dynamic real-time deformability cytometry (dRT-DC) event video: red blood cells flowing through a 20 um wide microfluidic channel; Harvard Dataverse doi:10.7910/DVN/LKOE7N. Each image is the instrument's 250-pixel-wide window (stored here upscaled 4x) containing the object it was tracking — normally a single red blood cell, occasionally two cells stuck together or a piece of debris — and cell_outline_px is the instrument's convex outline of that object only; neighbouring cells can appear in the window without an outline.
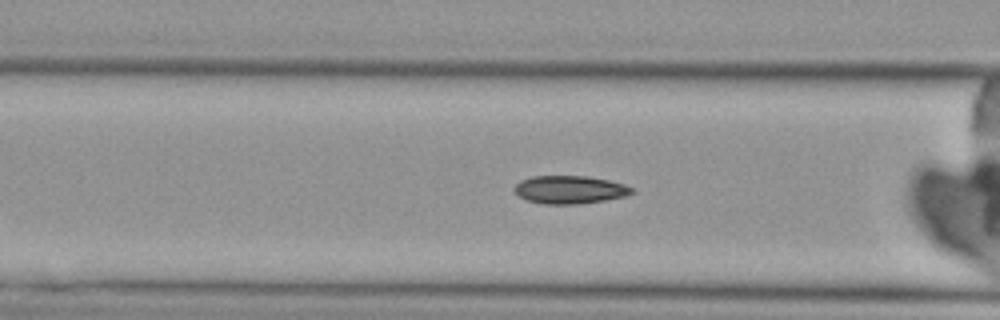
{"species": "Egyptian fruit bat (a non-hibernating species)", "species_latin": "Rousettus aegyptiacus", "temperature_condition": "cold", "stored_images_in_passage": 4, "camera_frame_rate_fps": 3000, "um_per_image_px": 0.085, "animal": {"sex": "female"}, "frame": {"image": 1, "passage_image": 4, "time_ms": 3.667, "image_size_px": [1000, 320], "cell_outline_px": [[636, 192], [628, 196], [604, 200], [576, 204], [544, 204], [528, 200], [520, 196], [512, 188], [520, 180], [532, 176], [588, 176], [608, 180], [624, 184], [632, 188]], "centroid_in_image_um": [48.45, 16.12], "position_along_channel_um": 118.2, "area_um2": 19.19}}